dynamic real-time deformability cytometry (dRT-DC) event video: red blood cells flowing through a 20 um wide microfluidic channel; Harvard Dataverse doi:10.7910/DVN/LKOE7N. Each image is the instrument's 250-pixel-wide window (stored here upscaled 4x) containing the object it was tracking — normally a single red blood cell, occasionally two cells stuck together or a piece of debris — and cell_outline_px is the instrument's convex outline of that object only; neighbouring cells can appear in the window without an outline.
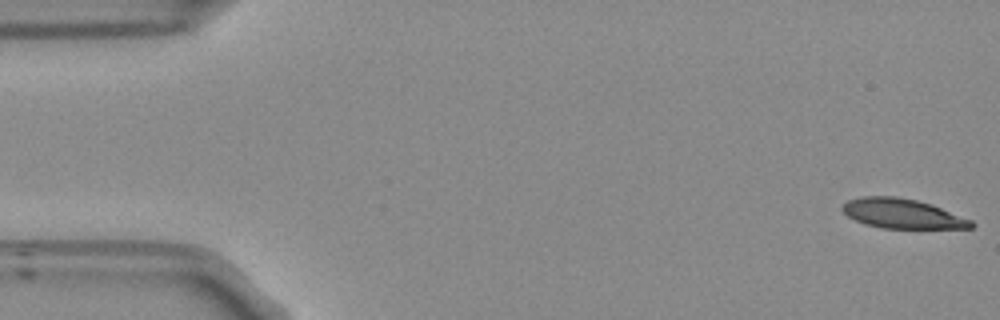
{"species": "Egyptian fruit bat (a non-hibernating species)", "species_latin": "Rousettus aegyptiacus", "temperature_condition": "room temperature", "stored_images_in_passage": 12, "camera_frame_rate_fps": 3000, "um_per_image_px": 0.085, "frame": {"image": 1, "passage_image": 1, "time_ms": 0.0, "image_size_px": [1000, 320], "cell_outline_px": [[976, 224], [972, 228], [880, 228], [864, 224], [848, 216], [840, 208], [848, 200], [860, 196], [896, 196], [916, 200], [932, 204], [972, 220]], "centroid_in_image_um": [76.7, 18.15], "position_along_channel_um": 8.3, "area_um2": 22.31}}